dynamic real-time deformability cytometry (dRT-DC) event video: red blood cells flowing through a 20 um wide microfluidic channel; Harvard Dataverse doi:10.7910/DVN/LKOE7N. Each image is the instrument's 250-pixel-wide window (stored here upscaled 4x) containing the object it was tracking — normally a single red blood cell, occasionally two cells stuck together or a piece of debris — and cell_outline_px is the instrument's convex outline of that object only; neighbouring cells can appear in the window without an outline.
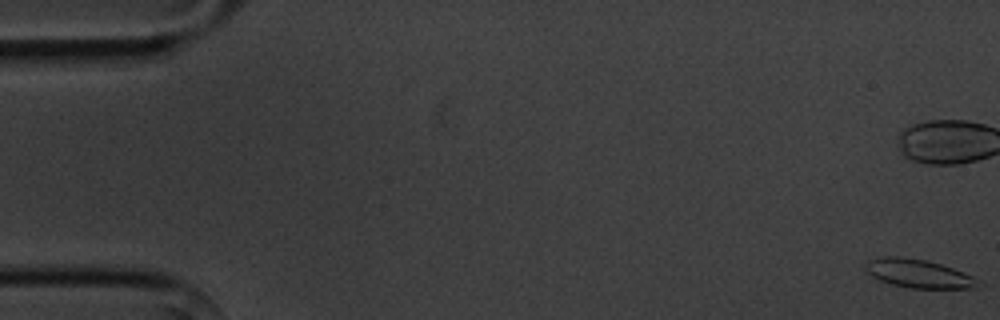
{"species": "common noctule bat (a hibernating species)", "species_latin": "Nyctalus noctula", "temperature_condition": "cold", "stored_images_in_passage": 7, "camera_frame_rate_fps": 3000, "um_per_image_px": 0.085, "animal": {"sex": "male", "body_mass_g": 20.1, "forearm_length_mm": 53.5}, "frame": {"image": 1, "passage_image": 1, "time_ms": 0.0, "image_size_px": [1000, 320], "cell_outline_px": [[984, 284], [972, 288], [912, 288], [892, 284], [880, 280], [872, 276], [864, 268], [864, 264], [868, 260], [884, 256], [900, 256], [924, 260], [940, 264], [952, 268], [972, 276]], "centroid_in_image_um": [78.05, 23.25], "position_along_channel_um": 6.9, "area_um2": 18.55}}